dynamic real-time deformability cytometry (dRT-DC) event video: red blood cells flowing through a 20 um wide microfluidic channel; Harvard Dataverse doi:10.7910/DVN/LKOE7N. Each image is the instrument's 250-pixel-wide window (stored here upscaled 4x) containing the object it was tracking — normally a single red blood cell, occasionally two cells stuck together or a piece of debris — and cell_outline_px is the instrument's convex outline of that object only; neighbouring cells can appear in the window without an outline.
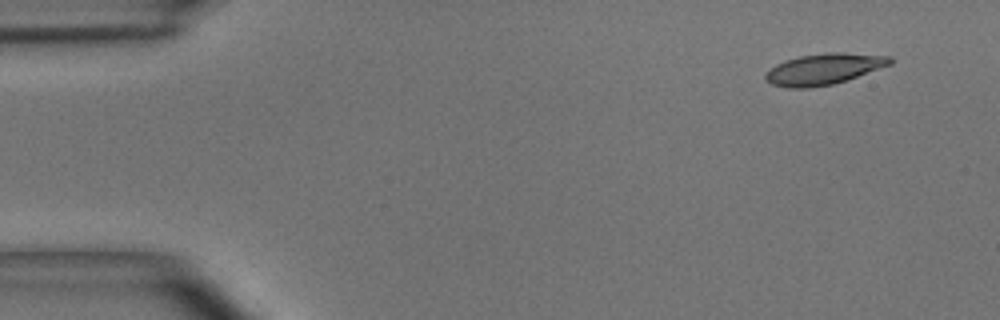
{"species": "common noctule bat (a hibernating species)", "species_latin": "Nyctalus noctula", "temperature_condition": "room temperature", "stored_images_in_passage": 5, "segment_of_instrument_passage": [2, 2], "camera_frame_rate_fps": 3000, "um_per_image_px": 0.085, "animal": {"sex": "male", "body_mass_g": 15.6}, "frame": {"image": 1, "passage_image": 5, "time_ms": 1.333, "image_size_px": [1000, 320], "cell_outline_px": [[892, 64], [832, 84], [808, 88], [788, 88], [772, 84], [764, 80], [764, 76], [776, 64], [784, 60], [800, 56], [828, 52], [844, 52], [892, 56]], "centroid_in_image_um": [70.01, 5.86], "position_along_channel_um": 15.0, "area_um2": 22.37}}